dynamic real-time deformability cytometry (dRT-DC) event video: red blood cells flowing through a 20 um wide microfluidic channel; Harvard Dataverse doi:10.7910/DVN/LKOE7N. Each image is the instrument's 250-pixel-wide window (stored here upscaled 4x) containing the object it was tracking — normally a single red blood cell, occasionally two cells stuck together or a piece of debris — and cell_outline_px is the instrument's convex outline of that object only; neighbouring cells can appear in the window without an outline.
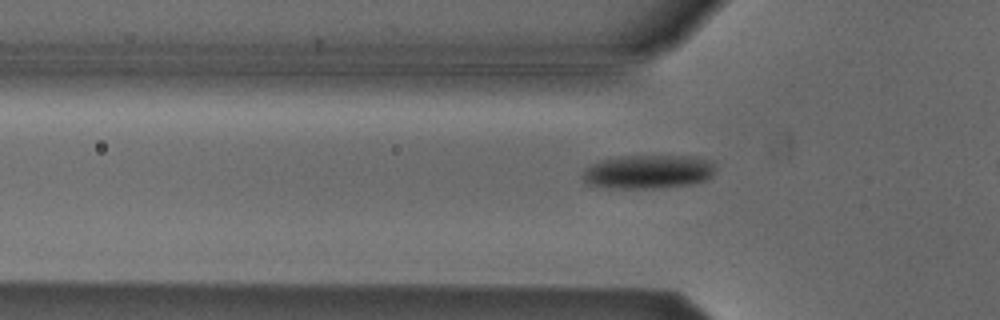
{"species": "Egyptian fruit bat (a non-hibernating species)", "species_latin": "Rousettus aegyptiacus", "temperature_condition": "cold", "stored_images_in_passage": 29, "camera_frame_rate_fps": 3000, "um_per_image_px": 0.085, "animal": {"sex": "male"}, "frame": {"image": 1, "passage_image": 2, "time_ms": 0.333, "image_size_px": [1000, 320], "cell_outline_px": [[716, 164], [712, 176], [704, 180], [688, 184], [660, 188], [616, 188], [588, 184], [580, 176], [584, 168], [600, 160], [620, 156], [692, 156], [712, 160]], "centroid_in_image_um": [55.09, 14.58], "position_along_channel_um": 70.7, "area_um2": 26.24}}
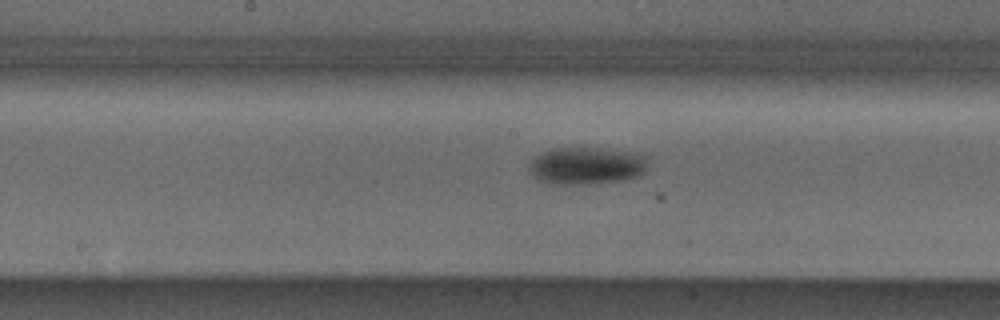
{"frame": {"image": 2, "passage_image": 12, "time_ms": 3.667, "image_size_px": [1000, 320], "cell_outline_px": [[648, 156], [644, 172], [640, 176], [620, 180], [588, 184], [552, 184], [536, 180], [528, 172], [528, 164], [536, 156], [552, 148], [596, 148], [624, 152]], "centroid_in_image_um": [49.78, 14.11], "position_along_channel_um": 198.4, "area_um2": 25.72}}
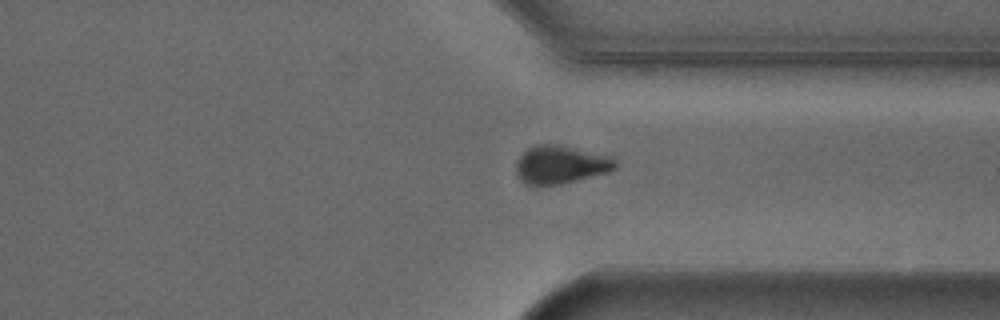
{"frame": {"image": 3, "passage_image": 25, "time_ms": 8.0, "image_size_px": [1000, 320], "cell_outline_px": [[616, 168], [608, 172], [560, 184], [536, 188], [532, 188], [524, 184], [520, 180], [516, 172], [516, 164], [520, 156], [528, 148], [536, 144], [552, 144], [616, 156]], "centroid_in_image_um": [47.63, 14.03], "position_along_channel_um": 363.8, "area_um2": 22.48}}